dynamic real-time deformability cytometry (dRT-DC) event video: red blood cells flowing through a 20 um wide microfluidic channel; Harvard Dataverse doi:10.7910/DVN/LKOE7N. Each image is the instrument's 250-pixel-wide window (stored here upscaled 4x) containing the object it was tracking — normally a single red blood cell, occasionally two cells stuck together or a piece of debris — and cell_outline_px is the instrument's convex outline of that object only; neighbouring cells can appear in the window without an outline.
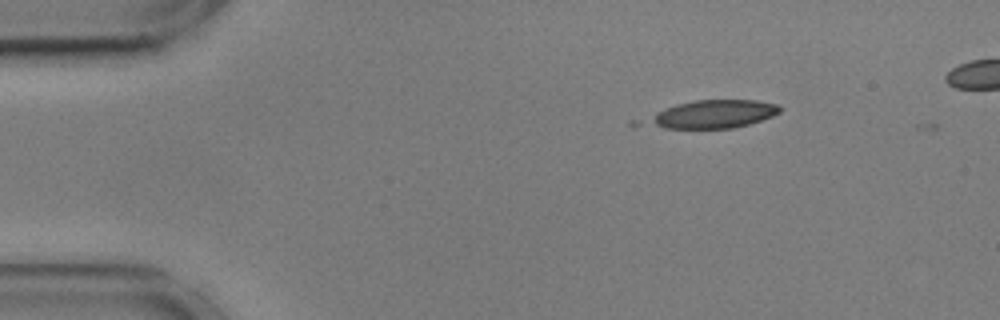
{"species": "common noctule bat (a hibernating species)", "species_latin": "Nyctalus noctula", "temperature_condition": "cold", "stored_images_in_passage": 6, "camera_frame_rate_fps": 3000, "um_per_image_px": 0.085, "animal": {"sex": "male", "body_mass_g": 17.9, "forearm_length_mm": 54.2}, "frame": {"image": 1, "passage_image": 2, "time_ms": 0.333, "image_size_px": [1000, 320], "cell_outline_px": [[784, 108], [780, 112], [772, 116], [748, 124], [732, 128], [664, 128], [648, 120], [656, 112], [676, 104], [696, 100], [756, 100], [776, 104]], "centroid_in_image_um": [60.73, 9.68], "position_along_channel_um": 24.3, "area_um2": 21.1}}